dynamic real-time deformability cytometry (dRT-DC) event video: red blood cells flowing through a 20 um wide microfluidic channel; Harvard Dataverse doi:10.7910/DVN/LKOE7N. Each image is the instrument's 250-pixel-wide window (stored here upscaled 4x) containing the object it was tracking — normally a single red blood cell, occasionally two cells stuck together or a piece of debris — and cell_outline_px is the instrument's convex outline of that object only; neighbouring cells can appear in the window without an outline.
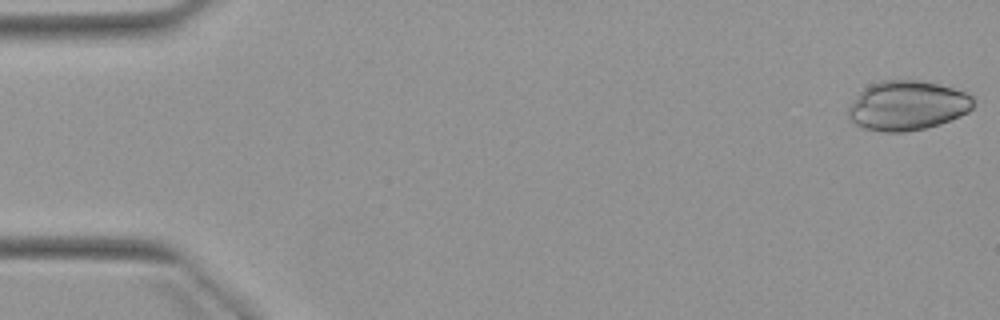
{"species": "Egyptian fruit bat (a non-hibernating species)", "species_latin": "Rousettus aegyptiacus", "temperature_condition": "warm", "stored_images_in_passage": 4, "camera_frame_rate_fps": 3000, "um_per_image_px": 0.085, "animal": {"sex": "female"}, "frame": {"image": 1, "passage_image": 1, "time_ms": 0.0, "image_size_px": [1000, 320], "cell_outline_px": [[972, 108], [968, 112], [960, 116], [940, 124], [924, 128], [904, 132], [884, 132], [864, 128], [856, 124], [848, 116], [848, 108], [860, 92], [864, 88], [880, 80], [916, 80], [936, 84], [952, 88], [964, 92], [972, 96]], "centroid_in_image_um": [77.11, 8.98], "position_along_channel_um": 7.9, "area_um2": 35.72}}